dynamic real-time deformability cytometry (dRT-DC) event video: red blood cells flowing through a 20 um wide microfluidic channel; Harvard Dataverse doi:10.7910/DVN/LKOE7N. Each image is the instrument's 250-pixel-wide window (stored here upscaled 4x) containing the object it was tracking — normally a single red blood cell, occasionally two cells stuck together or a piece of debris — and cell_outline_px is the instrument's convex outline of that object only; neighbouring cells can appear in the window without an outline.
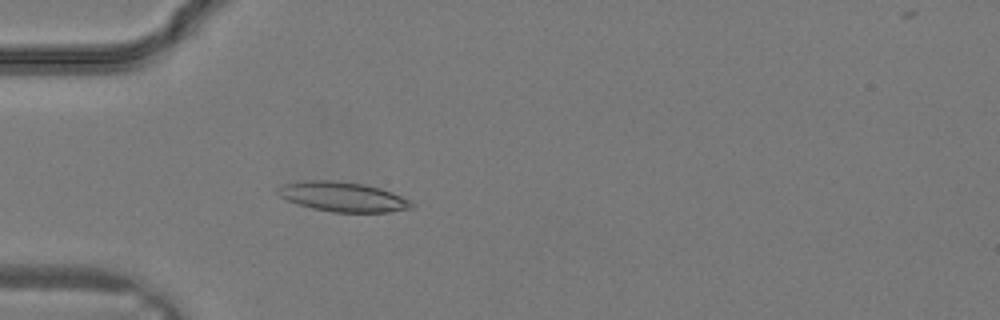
{"species": "common noctule bat (a hibernating species)", "species_latin": "Nyctalus noctula", "temperature_condition": "warm", "stored_images_in_passage": 32, "camera_frame_rate_fps": 3000, "um_per_image_px": 0.085, "animal": {"sex": "male", "body_mass_g": 19.2, "forearm_length_mm": 51.8}, "frame": {"image": 1, "passage_image": 10, "time_ms": 3.0, "image_size_px": [1000, 320], "cell_outline_px": [[416, 204], [412, 208], [392, 212], [332, 212], [312, 208], [288, 200], [280, 196], [276, 192], [276, 188], [284, 184], [308, 180], [332, 180], [364, 184], [380, 188], [392, 192]], "centroid_in_image_um": [29.15, 16.73], "position_along_channel_um": 55.8, "area_um2": 23.06}}
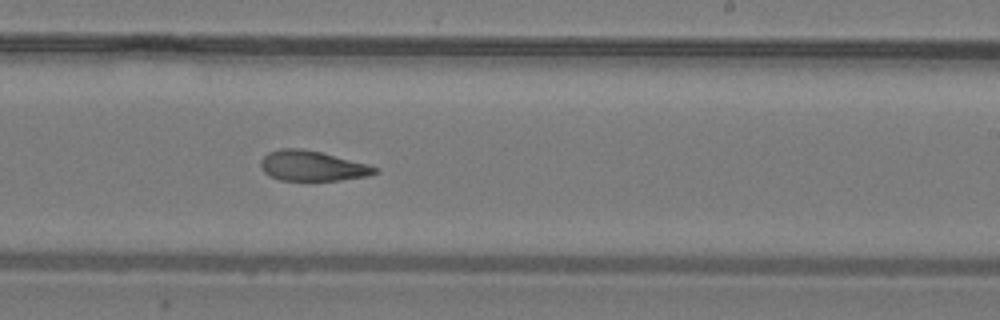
{"frame": {"image": 2, "passage_image": 20, "time_ms": 6.333, "image_size_px": [1000, 320], "cell_outline_px": [[376, 172], [368, 176], [340, 180], [280, 180], [264, 172], [260, 164], [260, 160], [268, 152], [280, 148], [300, 148], [320, 152], [368, 164], [376, 168]], "centroid_in_image_um": [26.51, 14.09], "position_along_channel_um": 262.5, "area_um2": 19.83}}
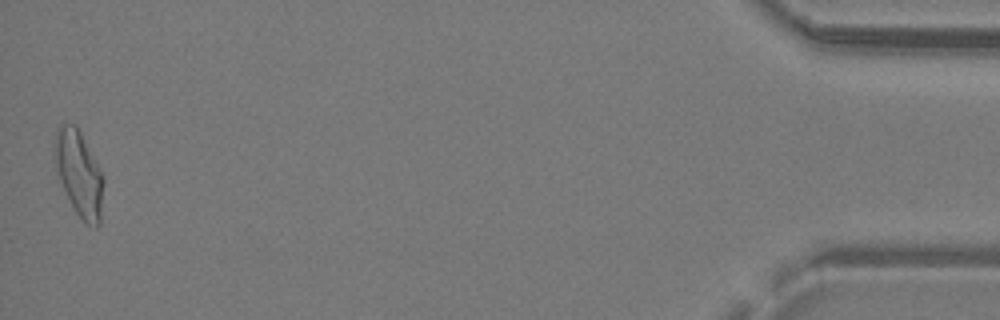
{"frame": {"image": 3, "passage_image": 32, "time_ms": 10.333, "image_size_px": [1000, 320], "cell_outline_px": [[104, 180], [100, 224], [96, 228], [88, 224], [76, 212], [60, 180], [52, 152], [56, 132], [60, 124], [76, 124]], "centroid_in_image_um": [6.7, 14.74], "position_along_channel_um": 428.5, "area_um2": 23.7}}